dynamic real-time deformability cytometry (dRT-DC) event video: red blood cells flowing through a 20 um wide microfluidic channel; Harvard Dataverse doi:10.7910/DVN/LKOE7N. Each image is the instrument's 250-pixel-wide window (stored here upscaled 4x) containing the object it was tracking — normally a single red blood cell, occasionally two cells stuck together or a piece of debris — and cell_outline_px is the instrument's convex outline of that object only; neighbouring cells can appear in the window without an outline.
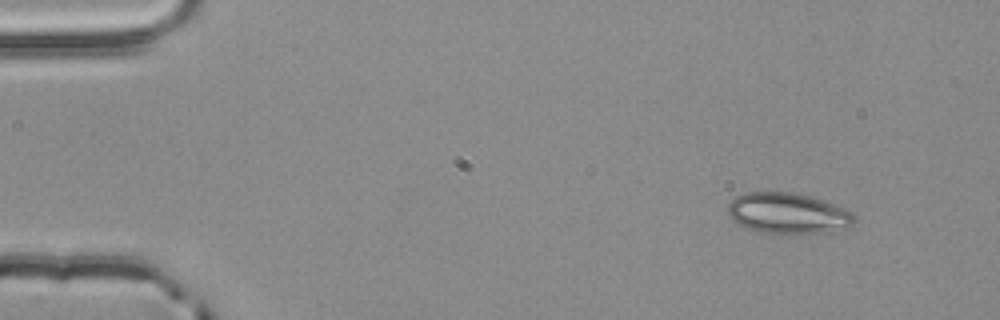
{"species": "common noctule bat (a hibernating species)", "species_latin": "Nyctalus noctula", "temperature_condition": "room temperature", "stored_images_in_passage": 3, "camera_frame_rate_fps": 3000, "um_per_image_px": 0.085, "animal": {"sex": "male", "body_mass_g": 20.4}, "frame": {"image": 1, "passage_image": 1, "time_ms": 0.0, "image_size_px": [1000, 320], "cell_outline_px": [[856, 220], [852, 224], [828, 232], [756, 232], [736, 224], [728, 216], [728, 204], [736, 196], [744, 192], [792, 192], [812, 196], [824, 200], [844, 208], [852, 212], [856, 216]], "centroid_in_image_um": [66.92, 18.1], "position_along_channel_um": 18.1, "area_um2": 29.94}}